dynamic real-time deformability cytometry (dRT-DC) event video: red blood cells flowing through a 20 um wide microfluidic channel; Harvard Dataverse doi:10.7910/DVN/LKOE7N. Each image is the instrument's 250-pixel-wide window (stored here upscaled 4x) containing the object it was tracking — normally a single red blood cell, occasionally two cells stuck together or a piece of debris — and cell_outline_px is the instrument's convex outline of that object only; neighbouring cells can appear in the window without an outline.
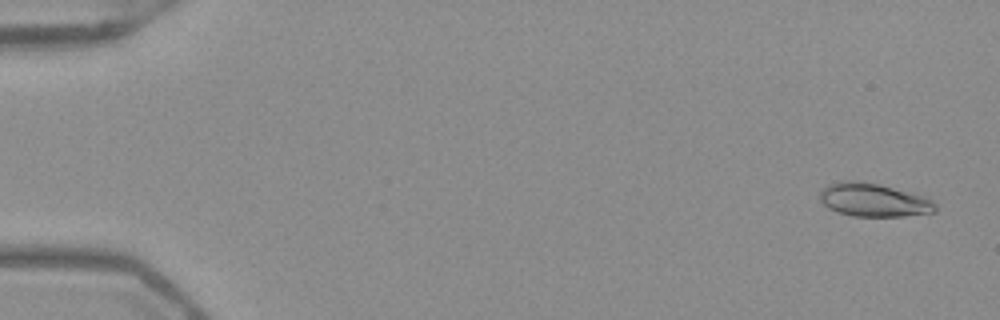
{"species": "Egyptian fruit bat (a non-hibernating species)", "species_latin": "Rousettus aegyptiacus", "temperature_condition": "warm", "stored_images_in_passage": 53, "camera_frame_rate_fps": 3000, "um_per_image_px": 0.085, "frame": {"image": 1, "passage_image": 3, "time_ms": 0.667, "image_size_px": [1000, 320], "cell_outline_px": [[936, 212], [904, 216], [852, 216], [828, 208], [820, 200], [820, 188], [828, 184], [840, 180], [860, 180], [880, 184], [912, 192], [924, 196], [932, 200], [936, 204]], "centroid_in_image_um": [74.25, 16.97], "position_along_channel_um": 10.7, "area_um2": 22.77}}
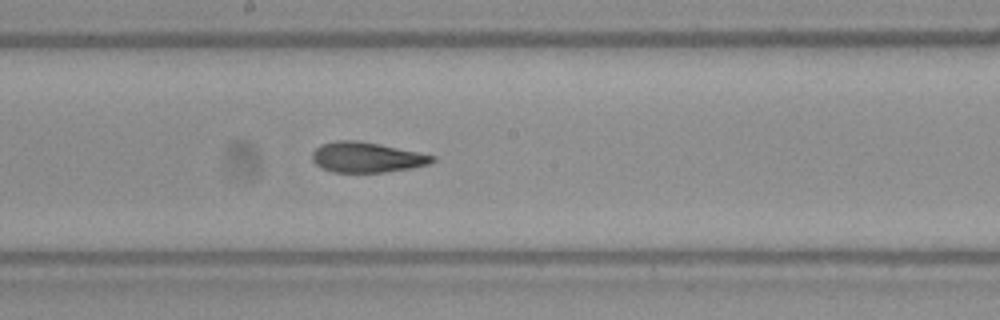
{"frame": {"image": 2, "passage_image": 30, "time_ms": 9.667, "image_size_px": [1000, 320], "cell_outline_px": [[436, 160], [428, 164], [412, 168], [384, 172], [332, 172], [320, 168], [312, 160], [312, 152], [320, 144], [336, 140], [356, 140], [380, 144], [436, 156]], "centroid_in_image_um": [31.14, 13.37], "position_along_channel_um": 217.1, "area_um2": 21.27}}
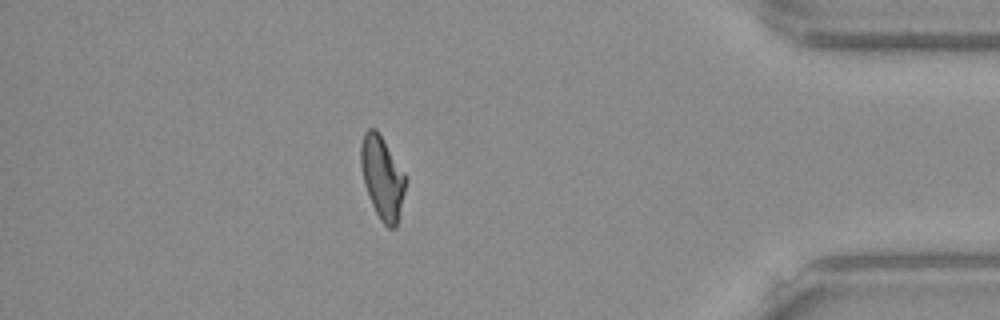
{"frame": {"image": 3, "passage_image": 47, "time_ms": 15.333, "image_size_px": [1000, 320], "cell_outline_px": [[404, 192], [396, 228], [388, 228], [380, 220], [372, 204], [364, 184], [360, 164], [360, 144], [364, 132], [368, 128], [376, 128], [404, 172]], "centroid_in_image_um": [32.45, 15.07], "position_along_channel_um": 402.7, "area_um2": 21.27}, "authors_computed_cell_mechanics": {"area_um2": 21.6172, "velocity_mm_per_s": 3.9365, "shape_relaxation_time_tau1_ms": 4.4283, "shape_relaxation_time_tau2_ms": 1.847, "deformation_change_tau1": 0.1706, "deformation_change_tau2": 0.0934}}